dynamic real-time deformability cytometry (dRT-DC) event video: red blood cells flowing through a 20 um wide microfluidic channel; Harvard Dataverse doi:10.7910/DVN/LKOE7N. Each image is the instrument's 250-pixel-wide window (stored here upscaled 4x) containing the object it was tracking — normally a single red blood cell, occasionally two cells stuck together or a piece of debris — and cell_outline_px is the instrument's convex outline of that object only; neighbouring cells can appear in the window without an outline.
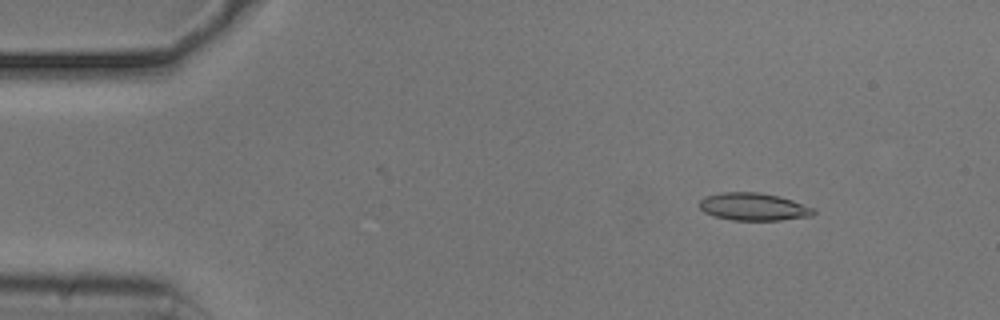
{"species": "common noctule bat (a hibernating species)", "species_latin": "Nyctalus noctula", "temperature_condition": "cold", "stored_images_in_passage": 52, "camera_frame_rate_fps": 3000, "um_per_image_px": 0.085, "animal": {"sex": "male", "body_mass_g": 20.5, "forearm_length_mm": 52.5}, "frame": {"image": 1, "passage_image": 5, "time_ms": 1.333, "image_size_px": [1000, 320], "cell_outline_px": [[816, 212], [812, 216], [780, 220], [732, 220], [712, 216], [704, 212], [700, 208], [700, 200], [704, 196], [720, 192], [760, 192], [780, 196], [816, 208]], "centroid_in_image_um": [64.06, 17.57], "position_along_channel_um": 20.9, "area_um2": 18.61}}
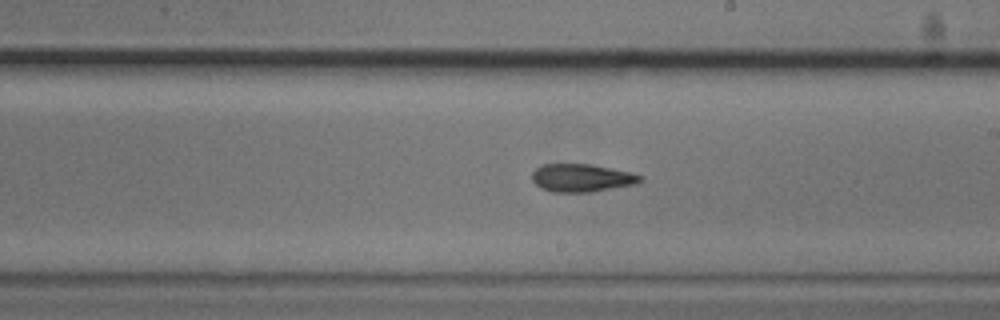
{"frame": {"image": 2, "passage_image": 29, "time_ms": 9.333, "image_size_px": [1000, 320], "cell_outline_px": [[644, 180], [636, 184], [588, 192], [552, 192], [540, 188], [532, 180], [532, 172], [540, 164], [592, 164], [628, 172], [644, 176]], "centroid_in_image_um": [49.42, 15.12], "position_along_channel_um": 239.6, "area_um2": 17.63}}
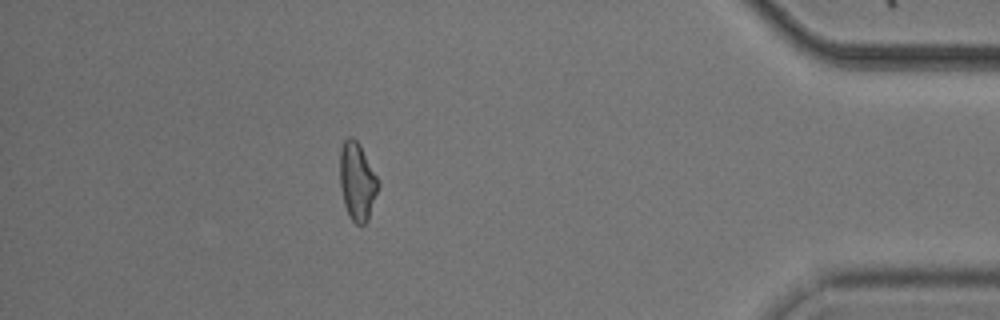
{"frame": {"image": 3, "passage_image": 46, "time_ms": 15.0, "image_size_px": [1000, 320], "cell_outline_px": [[380, 184], [368, 220], [360, 228], [352, 220], [344, 204], [340, 188], [340, 148], [344, 140], [348, 136], [352, 136], [360, 144], [380, 180]], "centroid_in_image_um": [30.38, 15.41], "position_along_channel_um": 404.8, "area_um2": 17.74}, "authors_computed_cell_mechanics": {"area_um2": 17.8602, "velocity_mm_per_s": 3.7261, "shape_relaxation_time_tau1_ms": 6.6658, "shape_relaxation_time_tau2_ms": 2.2552, "deformation_change_tau1": 0.1852, "deformation_change_tau2": 0.0953}}